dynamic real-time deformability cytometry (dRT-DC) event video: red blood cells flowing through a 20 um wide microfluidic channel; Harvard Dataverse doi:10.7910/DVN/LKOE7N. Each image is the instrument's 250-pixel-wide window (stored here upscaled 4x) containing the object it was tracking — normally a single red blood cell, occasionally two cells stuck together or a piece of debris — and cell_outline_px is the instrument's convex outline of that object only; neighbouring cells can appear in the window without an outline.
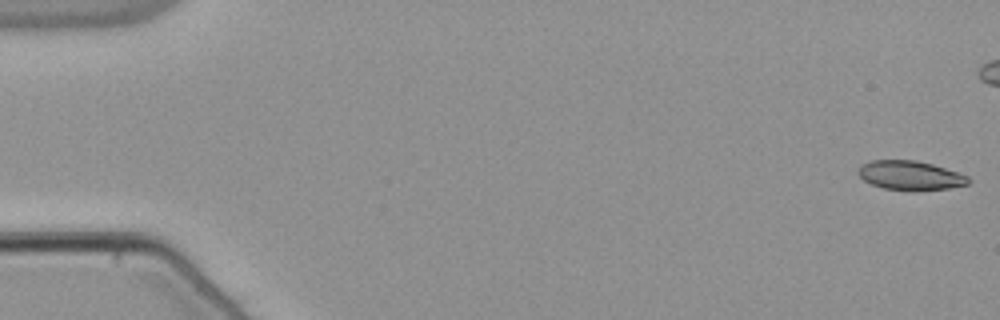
{"species": "common noctule bat (a hibernating species)", "species_latin": "Nyctalus noctula", "temperature_condition": "warm", "stored_images_in_passage": 16, "camera_frame_rate_fps": 3000, "um_per_image_px": 0.085, "animal": {"sex": "male", "body_mass_g": 21.5, "forearm_length_mm": 52.0}, "frame": {"image": 1, "passage_image": 1, "time_ms": 0.0, "image_size_px": [1000, 320], "cell_outline_px": [[972, 180], [968, 184], [948, 188], [884, 188], [872, 184], [864, 180], [856, 172], [856, 168], [872, 160], [916, 160], [932, 164], [968, 176]], "centroid_in_image_um": [77.34, 14.86], "position_along_channel_um": 7.7, "area_um2": 17.98}}